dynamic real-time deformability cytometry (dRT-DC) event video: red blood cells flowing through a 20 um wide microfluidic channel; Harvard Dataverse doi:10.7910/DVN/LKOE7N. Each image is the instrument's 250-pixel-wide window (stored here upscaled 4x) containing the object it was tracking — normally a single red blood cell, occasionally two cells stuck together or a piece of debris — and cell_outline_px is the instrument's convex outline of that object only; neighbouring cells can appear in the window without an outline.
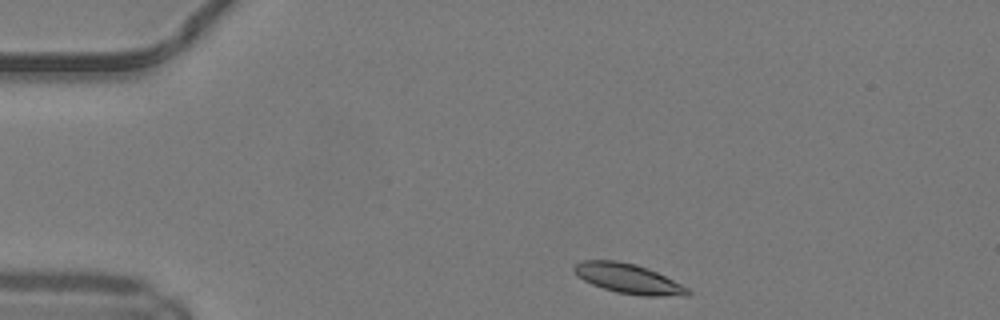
{"species": "common noctule bat (a hibernating species)", "species_latin": "Nyctalus noctula", "temperature_condition": "warm", "stored_images_in_passage": 41, "camera_frame_rate_fps": 3000, "um_per_image_px": 0.085, "animal": {"sex": "male", "body_mass_g": 19.2, "forearm_length_mm": 51.8}, "frame": {"image": 1, "passage_image": 1, "time_ms": 0.0, "image_size_px": [1000, 320], "cell_outline_px": [[692, 292], [688, 296], [640, 296], [616, 292], [592, 284], [584, 280], [572, 268], [572, 264], [580, 260], [616, 260], [636, 264], [648, 268], [688, 288]], "centroid_in_image_um": [53.4, 23.68], "position_along_channel_um": 31.6, "area_um2": 19.71}}
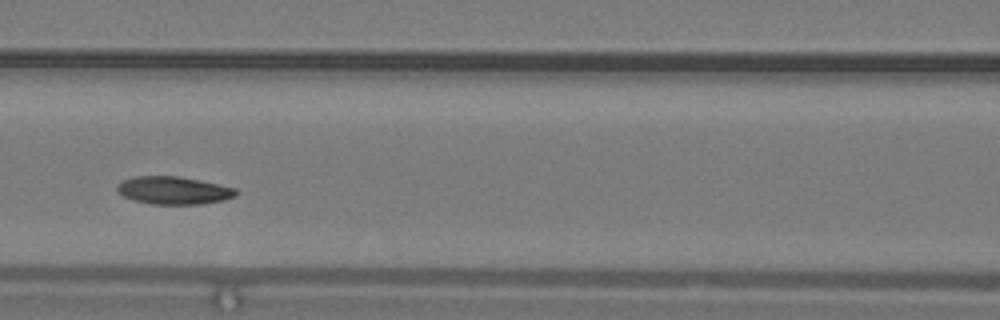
{"frame": {"image": 2, "passage_image": 14, "time_ms": 4.333, "image_size_px": [1000, 320], "cell_outline_px": [[240, 192], [236, 196], [224, 200], [200, 204], [148, 204], [132, 200], [124, 196], [116, 188], [124, 180], [136, 176], [176, 176], [200, 180], [236, 188]], "centroid_in_image_um": [14.81, 16.19], "position_along_channel_um": 151.8, "area_um2": 19.19}}
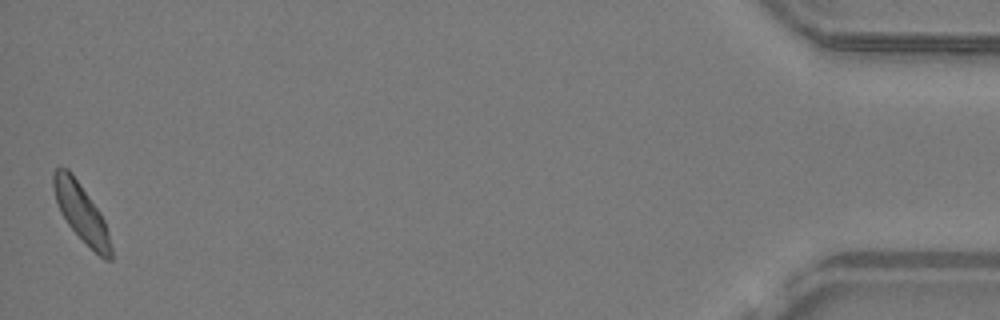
{"frame": {"image": 3, "passage_image": 41, "time_ms": 13.333, "image_size_px": [1000, 320], "cell_outline_px": [[112, 260], [104, 260], [68, 224], [60, 212], [52, 188], [52, 172], [60, 164], [68, 168], [72, 172], [100, 212], [104, 220], [108, 232], [112, 248]], "centroid_in_image_um": [6.88, 17.99], "position_along_channel_um": 428.3, "area_um2": 19.36}, "authors_computed_cell_mechanics": {"area_um2": 19.5364, "velocity_mm_per_s": 4.12, "shape_relaxation_time_tau1_ms": 3.4499, "shape_relaxation_time_tau2_ms": null, "deformation_change_tau1": 0.102, "deformation_change_tau2": null}}